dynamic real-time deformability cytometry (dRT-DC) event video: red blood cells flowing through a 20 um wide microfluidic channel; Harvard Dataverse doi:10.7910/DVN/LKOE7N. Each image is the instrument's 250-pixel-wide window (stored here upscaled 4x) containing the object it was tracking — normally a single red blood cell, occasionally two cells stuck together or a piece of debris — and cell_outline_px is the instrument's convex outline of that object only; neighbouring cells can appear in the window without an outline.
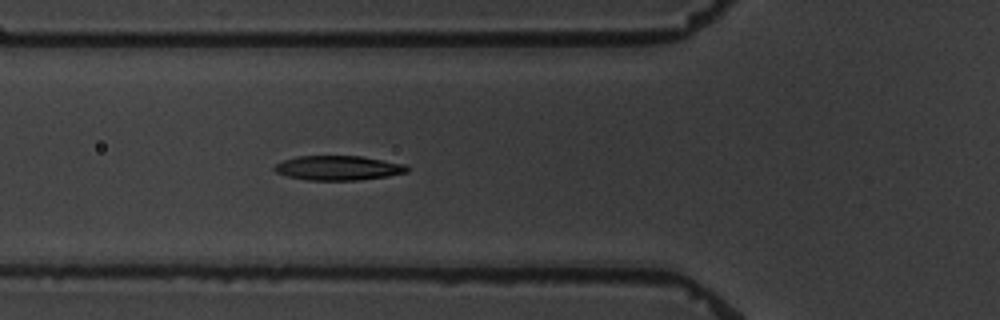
{"species": "common noctule bat (a hibernating species)", "species_latin": "Nyctalus noctula", "temperature_condition": "warm", "stored_images_in_passage": 6, "camera_frame_rate_fps": 3000, "um_per_image_px": 0.085, "animal": {"sex": "male", "body_mass_g": 19.5, "forearm_length_mm": 54.6}, "frame": {"image": 1, "passage_image": 6, "time_ms": 6.667, "image_size_px": [1000, 320], "cell_outline_px": [[408, 172], [388, 176], [360, 180], [308, 180], [288, 176], [276, 172], [272, 168], [276, 164], [284, 160], [296, 156], [360, 156], [404, 164], [408, 168]], "centroid_in_image_um": [28.73, 14.28], "position_along_channel_um": 97.1, "area_um2": 18.84}}